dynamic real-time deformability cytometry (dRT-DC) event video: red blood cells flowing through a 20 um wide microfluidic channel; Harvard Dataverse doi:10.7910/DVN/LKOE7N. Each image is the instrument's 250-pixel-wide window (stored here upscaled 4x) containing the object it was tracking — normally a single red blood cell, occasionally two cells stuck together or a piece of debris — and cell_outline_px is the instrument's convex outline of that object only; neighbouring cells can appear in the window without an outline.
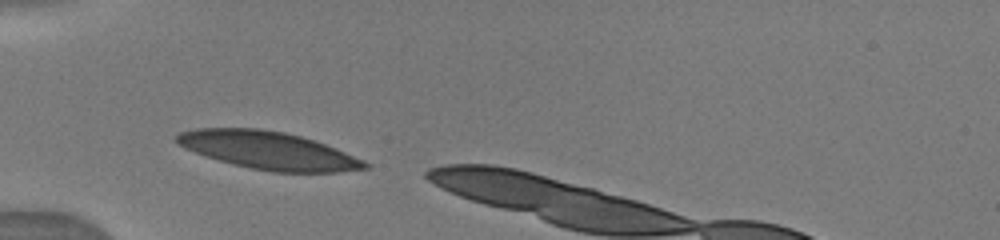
{"species": "human", "species_latin": "Homo sapiens", "temperature_condition": "warm", "stored_images_in_passage": 7, "camera_frame_rate_fps": 3000, "um_per_image_px": 0.085, "donor": {"sex": "male"}, "frame": {"image": 1, "passage_image": 1, "time_ms": 0.0, "image_size_px": [1000, 240], "cell_outline_px": [[372, 164], [368, 168], [336, 172], [272, 172], [252, 168], [220, 160], [184, 148], [172, 140], [172, 136], [180, 132], [196, 128], [260, 128], [284, 132], [300, 136], [336, 148], [364, 160]], "centroid_in_image_um": [22.79, 12.77], "position_along_channel_um": 62.2, "area_um2": 41.21}}
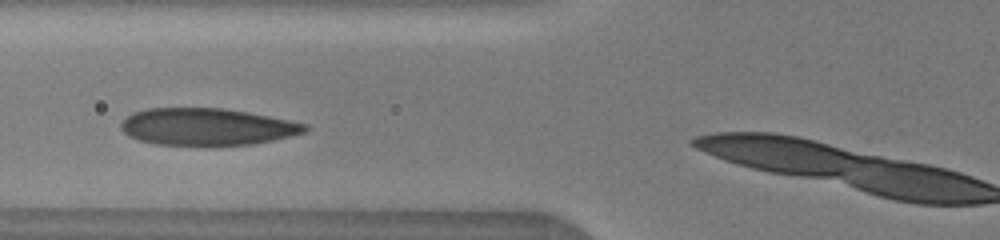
{"frame": {"image": 2, "passage_image": 3, "time_ms": 1.333, "image_size_px": [1000, 240], "cell_outline_px": [[308, 128], [304, 132], [272, 140], [252, 144], [156, 144], [140, 140], [128, 136], [120, 128], [120, 124], [132, 112], [148, 108], [224, 108], [248, 112], [308, 124]], "centroid_in_image_um": [17.56, 10.75], "position_along_channel_um": 108.2, "area_um2": 39.13}}
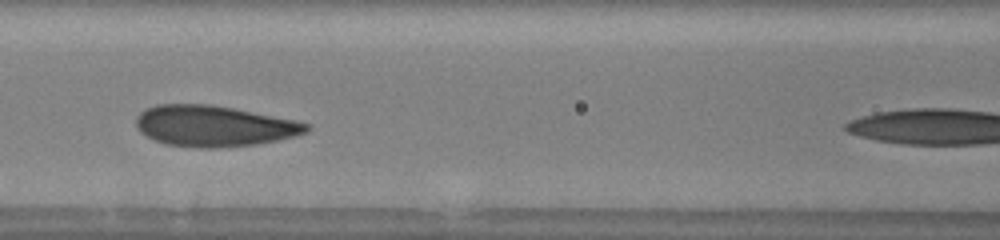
{"frame": {"image": 3, "passage_image": 5, "time_ms": 2.333, "image_size_px": [1000, 240], "cell_outline_px": [[312, 128], [308, 132], [296, 136], [256, 144], [216, 148], [200, 148], [168, 144], [156, 140], [140, 132], [136, 128], [136, 116], [144, 108], [156, 104], [212, 104], [296, 120], [312, 124]], "centroid_in_image_um": [18.2, 10.7], "position_along_channel_um": 148.4, "area_um2": 40.86}}